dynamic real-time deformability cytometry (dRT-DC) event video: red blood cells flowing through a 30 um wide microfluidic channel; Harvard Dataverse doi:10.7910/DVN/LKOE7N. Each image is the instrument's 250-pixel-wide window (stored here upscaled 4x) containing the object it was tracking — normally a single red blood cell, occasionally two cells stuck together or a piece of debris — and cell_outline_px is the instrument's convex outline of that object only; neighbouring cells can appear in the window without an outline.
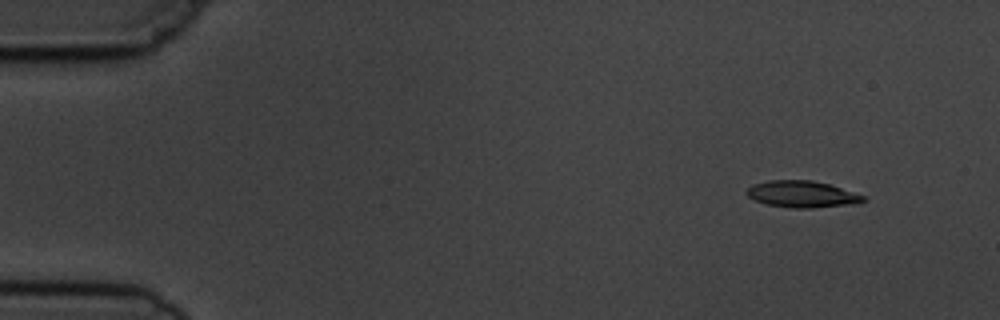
{"species": "common noctule bat (a hibernating species)", "species_latin": "Nyctalus noctula", "temperature_condition": "cold", "stored_images_in_passage": 5, "camera_frame_rate_fps": 3000, "um_per_image_px": 0.085, "animal": {"sex": "male", "body_mass_g": 19.5, "forearm_length_mm": 54.6}, "frame": {"image": 1, "passage_image": 1, "time_ms": 0.0, "image_size_px": [1000, 320], "cell_outline_px": [[868, 200], [852, 204], [812, 208], [792, 208], [768, 204], [756, 200], [748, 196], [744, 192], [752, 184], [768, 180], [812, 180], [828, 184], [868, 196]], "centroid_in_image_um": [68.2, 16.5], "position_along_channel_um": 16.8, "area_um2": 18.15}}
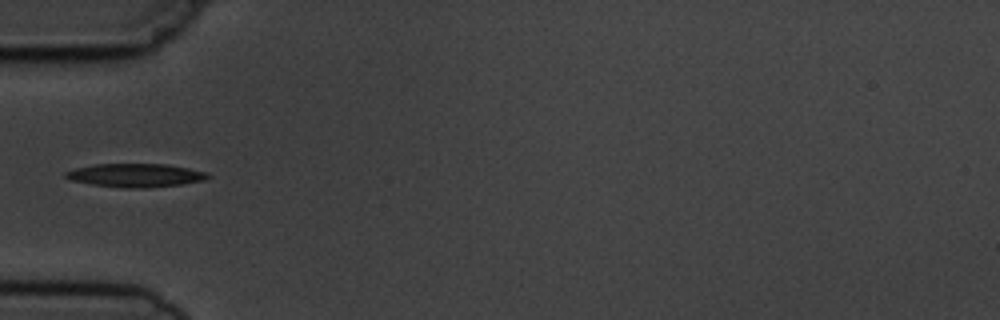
{"frame": {"image": 2, "passage_image": 4, "time_ms": 4.333, "image_size_px": [1000, 320], "cell_outline_px": [[212, 176], [204, 180], [184, 184], [148, 188], [128, 188], [92, 184], [68, 180], [64, 176], [64, 172], [76, 168], [92, 164], [164, 164], [188, 168], [208, 172]], "centroid_in_image_um": [11.53, 14.9], "position_along_channel_um": 73.5, "area_um2": 19.59}}
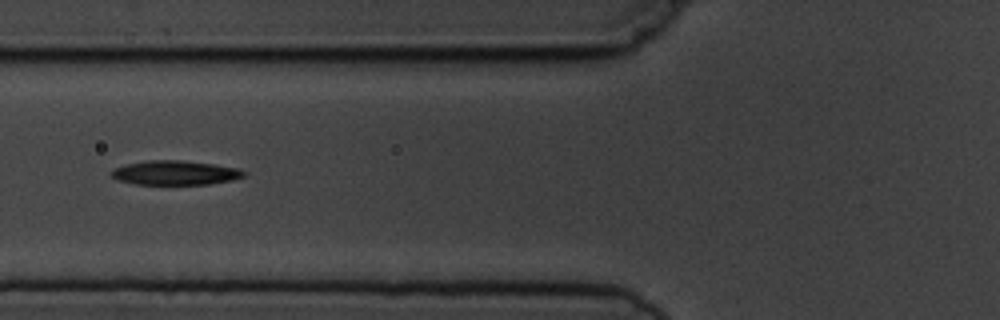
{"frame": {"image": 3, "passage_image": 5, "time_ms": 5.333, "image_size_px": [1000, 320], "cell_outline_px": [[248, 172], [244, 176], [232, 180], [208, 184], [136, 184], [120, 180], [112, 176], [112, 168], [128, 164], [148, 160], [180, 160], [212, 164], [240, 168]], "centroid_in_image_um": [14.94, 14.68], "position_along_channel_um": 110.9, "area_um2": 18.61}}